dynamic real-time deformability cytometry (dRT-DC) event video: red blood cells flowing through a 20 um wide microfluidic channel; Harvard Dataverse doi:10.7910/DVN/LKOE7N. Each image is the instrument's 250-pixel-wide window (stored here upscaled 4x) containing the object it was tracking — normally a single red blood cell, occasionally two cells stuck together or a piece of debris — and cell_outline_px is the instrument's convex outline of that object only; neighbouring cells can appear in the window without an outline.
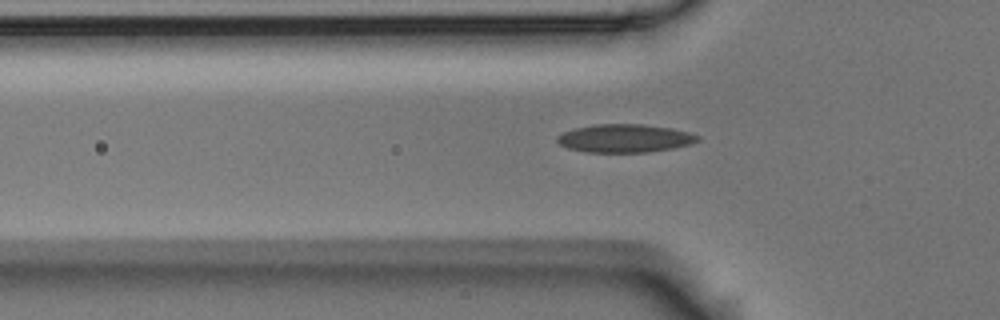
{"species": "Egyptian fruit bat (a non-hibernating species)", "species_latin": "Rousettus aegyptiacus", "temperature_condition": "room temperature", "stored_images_in_passage": 43, "camera_frame_rate_fps": 3000, "um_per_image_px": 0.085, "animal": {"sex": "male"}, "frame": {"image": 1, "passage_image": 5, "time_ms": 1.333, "image_size_px": [1000, 320], "cell_outline_px": [[700, 140], [692, 144], [672, 148], [648, 152], [588, 152], [568, 148], [560, 144], [556, 140], [556, 136], [572, 128], [596, 124], [640, 124], [672, 128], [688, 132], [700, 136]], "centroid_in_image_um": [53.11, 11.75], "position_along_channel_um": 72.7, "area_um2": 23.12}}
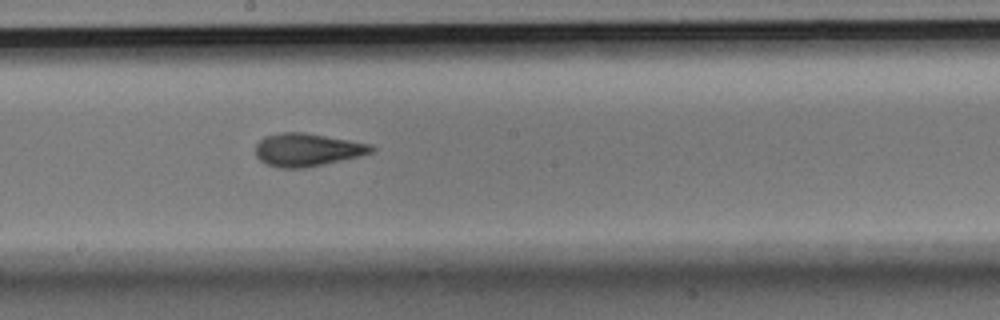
{"frame": {"image": 2, "passage_image": 17, "time_ms": 5.333, "image_size_px": [1000, 320], "cell_outline_px": [[376, 148], [372, 152], [360, 156], [324, 164], [300, 168], [280, 168], [264, 164], [256, 156], [256, 144], [264, 136], [280, 132], [304, 132], [372, 144]], "centroid_in_image_um": [26.1, 12.73], "position_along_channel_um": 222.1, "area_um2": 22.31}}
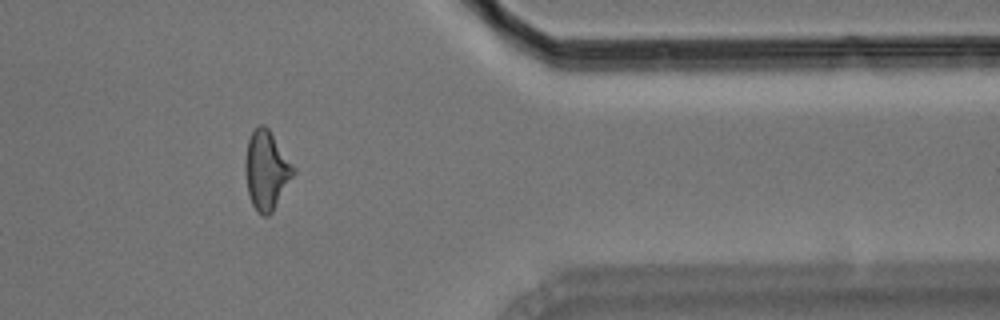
{"frame": {"image": 3, "passage_image": 32, "time_ms": 10.333, "image_size_px": [1000, 320], "cell_outline_px": [[296, 172], [272, 212], [268, 216], [264, 216], [252, 204], [248, 192], [244, 168], [244, 164], [248, 140], [252, 132], [260, 124], [264, 124], [268, 128], [296, 168]], "centroid_in_image_um": [22.66, 14.46], "position_along_channel_um": 388.7, "area_um2": 21.96}, "authors_computed_cell_mechanics": {"area_um2": 21.5016, "velocity_mm_per_s": 3.6973, "shape_relaxation_time_tau1_ms": 5.8946, "shape_relaxation_time_tau2_ms": 2.1484, "deformation_change_tau1": 0.1702, "deformation_change_tau2": 0.1017}}